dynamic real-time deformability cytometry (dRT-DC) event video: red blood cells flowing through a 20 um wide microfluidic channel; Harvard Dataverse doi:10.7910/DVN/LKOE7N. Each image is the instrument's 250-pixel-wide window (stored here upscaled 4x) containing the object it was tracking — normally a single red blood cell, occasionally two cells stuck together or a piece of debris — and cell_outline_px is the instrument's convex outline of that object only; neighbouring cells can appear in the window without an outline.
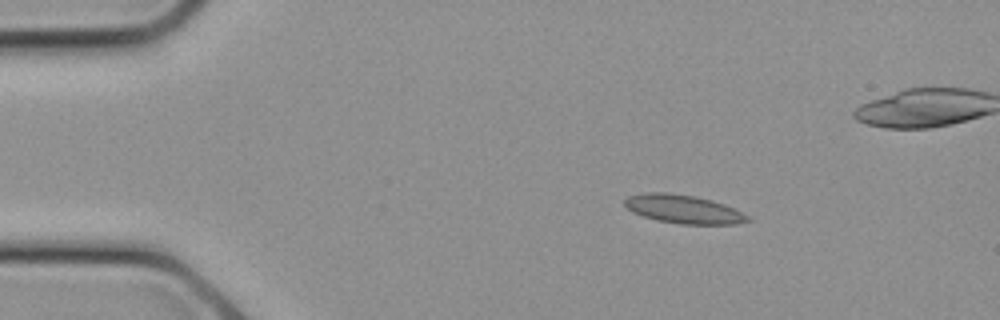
{"species": "common noctule bat (a hibernating species)", "species_latin": "Nyctalus noctula", "temperature_condition": "cold", "stored_images_in_passage": 6, "camera_frame_rate_fps": 3000, "um_per_image_px": 0.085, "animal": {"sex": "female", "body_mass_g": 21.9}, "frame": {"image": 1, "passage_image": 1, "time_ms": 0.0, "image_size_px": [1000, 320], "cell_outline_px": [[752, 220], [736, 224], [680, 224], [656, 220], [632, 212], [624, 204], [624, 200], [628, 196], [648, 192], [668, 192], [696, 196], [712, 200], [724, 204], [748, 216]], "centroid_in_image_um": [58.07, 17.77], "position_along_channel_um": 26.9, "area_um2": 20.4}}
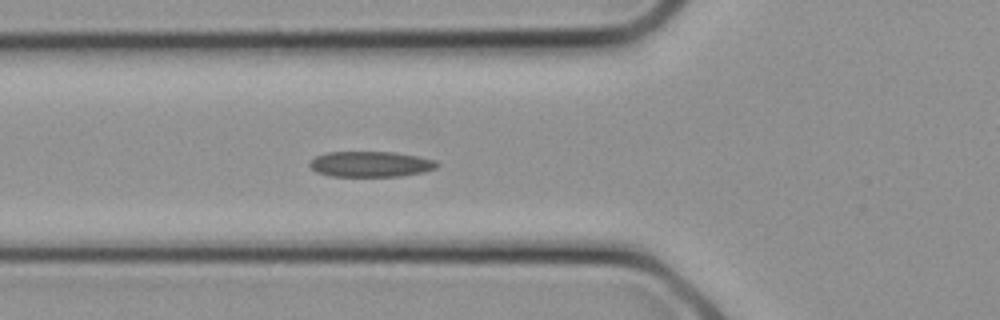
{"frame": {"image": 2, "passage_image": 6, "time_ms": 1.667, "image_size_px": [1000, 320], "cell_outline_px": [[440, 164], [436, 168], [424, 172], [400, 176], [332, 176], [316, 172], [308, 164], [316, 156], [324, 152], [392, 152], [416, 156], [436, 160]], "centroid_in_image_um": [31.51, 13.95], "position_along_channel_um": 94.3, "area_um2": 18.96}}